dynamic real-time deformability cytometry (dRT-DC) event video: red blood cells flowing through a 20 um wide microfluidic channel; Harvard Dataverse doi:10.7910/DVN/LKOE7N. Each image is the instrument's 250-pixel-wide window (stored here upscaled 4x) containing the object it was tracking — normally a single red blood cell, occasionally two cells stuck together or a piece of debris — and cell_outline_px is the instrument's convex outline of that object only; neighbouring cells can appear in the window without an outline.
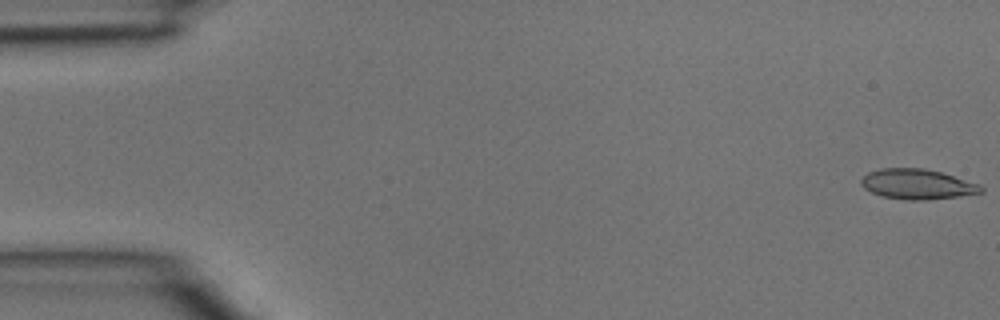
{"species": "common noctule bat (a hibernating species)", "species_latin": "Nyctalus noctula", "temperature_condition": "room temperature", "stored_images_in_passage": 44, "camera_frame_rate_fps": 3000, "um_per_image_px": 0.085, "animal": {"sex": "male", "body_mass_g": 15.6}, "frame": {"image": 1, "passage_image": 1, "time_ms": 0.0, "image_size_px": [1000, 320], "cell_outline_px": [[984, 192], [960, 196], [920, 200], [908, 200], [884, 196], [872, 192], [864, 188], [860, 184], [860, 180], [868, 172], [880, 168], [924, 168], [940, 172], [980, 184], [984, 188]], "centroid_in_image_um": [77.97, 15.65], "position_along_channel_um": 7.0, "area_um2": 20.92}}
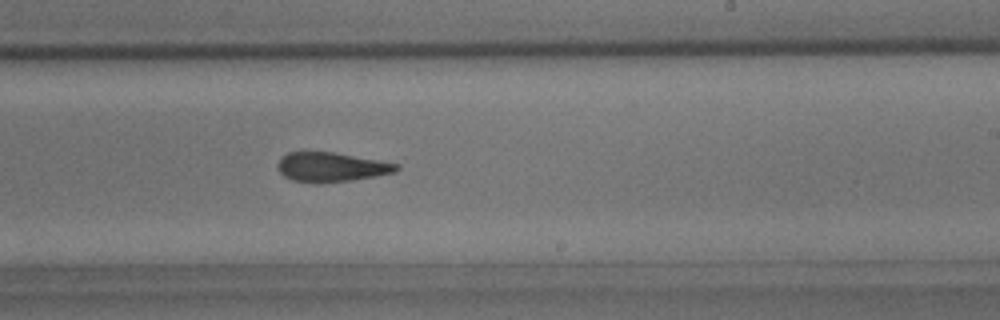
{"frame": {"image": 2, "passage_image": 27, "time_ms": 8.667, "image_size_px": [1000, 320], "cell_outline_px": [[400, 168], [396, 172], [376, 176], [348, 180], [292, 180], [284, 176], [276, 168], [276, 164], [280, 156], [288, 152], [332, 152], [380, 160], [400, 164]], "centroid_in_image_um": [28.17, 14.15], "position_along_channel_um": 260.8, "area_um2": 19.77}}
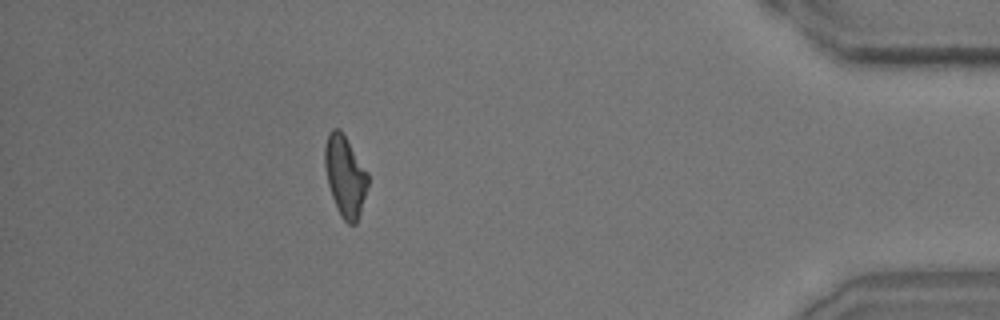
{"frame": {"image": 3, "passage_image": 40, "time_ms": 13.0, "image_size_px": [1000, 320], "cell_outline_px": [[368, 184], [360, 212], [356, 224], [348, 224], [340, 216], [332, 196], [328, 184], [324, 164], [324, 148], [328, 132], [332, 128], [340, 128], [368, 172]], "centroid_in_image_um": [29.32, 14.93], "position_along_channel_um": 405.9, "area_um2": 20.29}}